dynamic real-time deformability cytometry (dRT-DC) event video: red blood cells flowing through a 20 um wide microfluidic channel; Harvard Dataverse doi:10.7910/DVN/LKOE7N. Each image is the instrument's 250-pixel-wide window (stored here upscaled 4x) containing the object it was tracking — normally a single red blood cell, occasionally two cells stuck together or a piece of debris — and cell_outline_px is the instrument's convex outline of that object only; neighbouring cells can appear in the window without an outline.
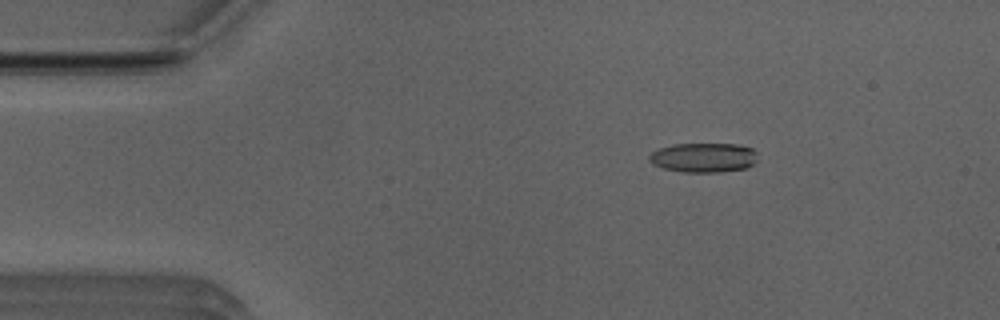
{"species": "Egyptian fruit bat (a non-hibernating species)", "species_latin": "Rousettus aegyptiacus", "temperature_condition": "room temperature", "stored_images_in_passage": 45, "camera_frame_rate_fps": 3000, "um_per_image_px": 0.085, "animal": {"sex": "male"}, "frame": {"image": 1, "passage_image": 2, "time_ms": 0.333, "image_size_px": [1000, 320], "cell_outline_px": [[756, 160], [748, 168], [720, 172], [684, 172], [664, 168], [652, 164], [648, 160], [648, 156], [652, 152], [660, 148], [672, 144], [736, 144], [752, 148], [756, 152]], "centroid_in_image_um": [59.8, 13.39], "position_along_channel_um": 25.2, "area_um2": 18.67}}
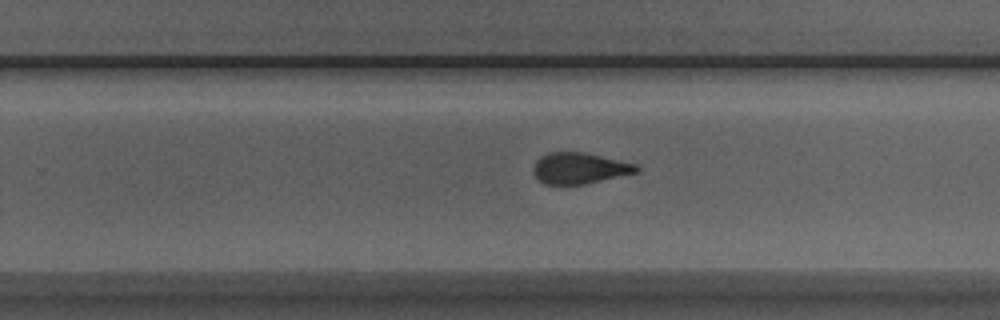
{"frame": {"image": 2, "passage_image": 26, "time_ms": 8.333, "image_size_px": [1000, 320], "cell_outline_px": [[640, 168], [636, 172], [588, 184], [544, 184], [532, 172], [532, 168], [536, 160], [540, 156], [548, 152], [584, 152], [636, 164]], "centroid_in_image_um": [49.22, 14.29], "position_along_channel_um": 280.6, "area_um2": 18.67}}
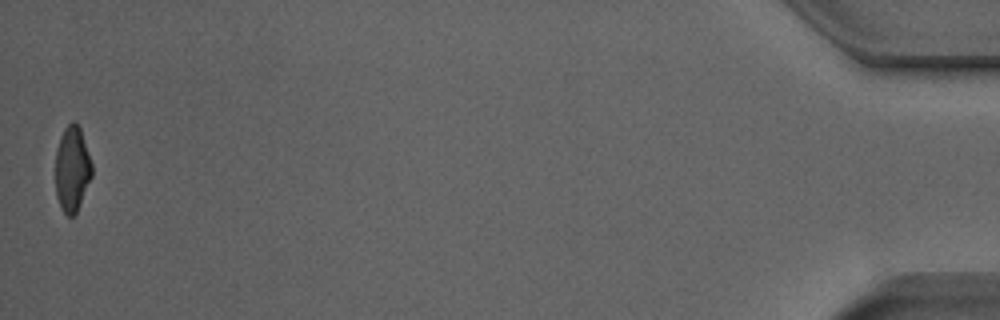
{"frame": {"image": 3, "passage_image": 45, "time_ms": 14.667, "image_size_px": [1000, 320], "cell_outline_px": [[92, 176], [76, 212], [72, 216], [68, 216], [64, 212], [56, 196], [56, 148], [60, 136], [64, 128], [72, 120], [80, 128], [92, 164]], "centroid_in_image_um": [6.12, 14.33], "position_along_channel_um": 429.1, "area_um2": 17.92}, "authors_computed_cell_mechanics": {"area_um2": 19.4786, "velocity_mm_per_s": 3.9674, "shape_relaxation_time_tau1_ms": 9.1326, "shape_relaxation_time_tau2_ms": 1.628, "deformation_change_tau1": 0.247, "deformation_change_tau2": 0.0984}}